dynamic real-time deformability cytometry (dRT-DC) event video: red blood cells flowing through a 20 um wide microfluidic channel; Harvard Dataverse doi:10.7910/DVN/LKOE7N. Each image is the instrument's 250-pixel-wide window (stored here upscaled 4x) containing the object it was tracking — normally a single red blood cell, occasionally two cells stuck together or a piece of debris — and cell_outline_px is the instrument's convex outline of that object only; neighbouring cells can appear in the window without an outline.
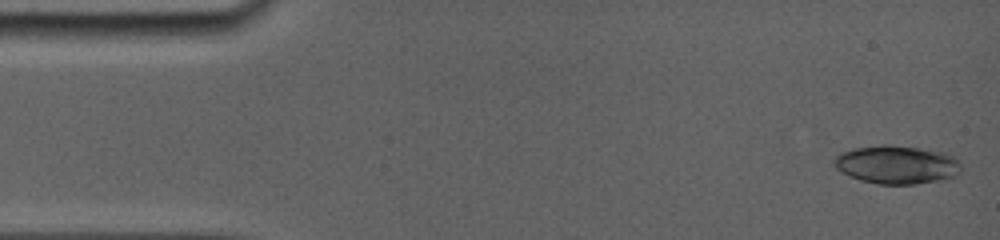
{"species": "common noctule bat (a hibernating species)", "species_latin": "Nyctalus noctula", "temperature_condition": "room temperature", "stored_images_in_passage": 9, "camera_frame_rate_fps": 5000, "um_per_image_px": 0.085, "animal": {"sex": "female", "body_mass_g": 19.0, "forearm_length_mm": 56.7}, "frame": {"image": 1, "passage_image": 1, "time_ms": 0.0, "image_size_px": [1000, 240], "cell_outline_px": [[960, 172], [956, 176], [916, 184], [876, 184], [860, 180], [840, 172], [832, 164], [832, 160], [840, 152], [856, 148], [884, 144], [892, 144], [944, 152], [956, 156], [960, 160]], "centroid_in_image_um": [76.21, 13.99], "position_along_channel_um": 8.8, "area_um2": 28.67}}
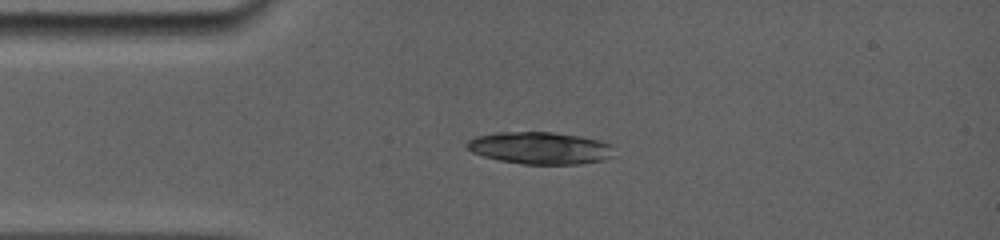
{"frame": {"image": 2, "passage_image": 8, "time_ms": 3.2, "image_size_px": [1000, 240], "cell_outline_px": [[612, 156], [604, 160], [580, 164], [524, 164], [500, 160], [484, 156], [472, 152], [464, 144], [468, 140], [476, 136], [496, 132], [552, 132], [580, 136], [600, 140], [612, 144]], "centroid_in_image_um": [45.91, 12.57], "position_along_channel_um": 39.1, "area_um2": 27.63}}